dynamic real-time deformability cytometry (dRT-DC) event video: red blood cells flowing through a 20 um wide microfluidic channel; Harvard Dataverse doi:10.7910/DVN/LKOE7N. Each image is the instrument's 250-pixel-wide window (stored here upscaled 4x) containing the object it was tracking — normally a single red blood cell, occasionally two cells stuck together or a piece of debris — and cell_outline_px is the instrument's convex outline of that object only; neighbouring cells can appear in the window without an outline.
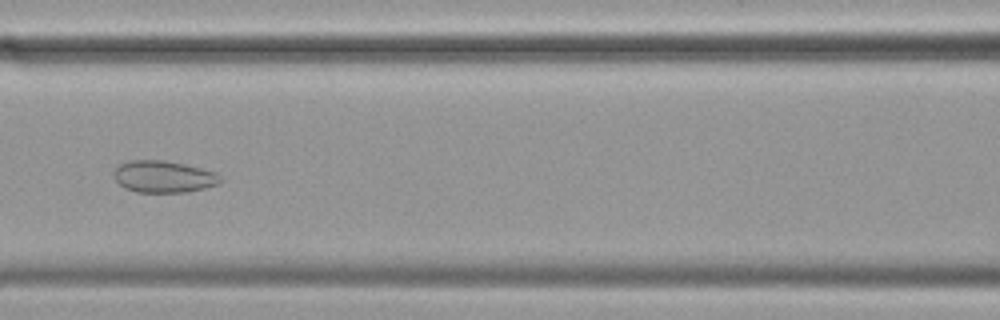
{"species": "common noctule bat (a hibernating species)", "species_latin": "Nyctalus noctula", "temperature_condition": "cold", "stored_images_in_passage": 56, "camera_frame_rate_fps": 3000, "um_per_image_px": 0.085, "animal": {"sex": "female", "body_mass_g": 19.9}, "frame": {"image": 1, "passage_image": 24, "time_ms": 7.667, "image_size_px": [1000, 320], "cell_outline_px": [[220, 180], [216, 184], [204, 188], [188, 192], [136, 192], [124, 188], [116, 180], [112, 172], [120, 164], [128, 160], [164, 160], [184, 164], [216, 172], [220, 176]], "centroid_in_image_um": [13.86, 15.01], "position_along_channel_um": 152.7, "area_um2": 19.71}}
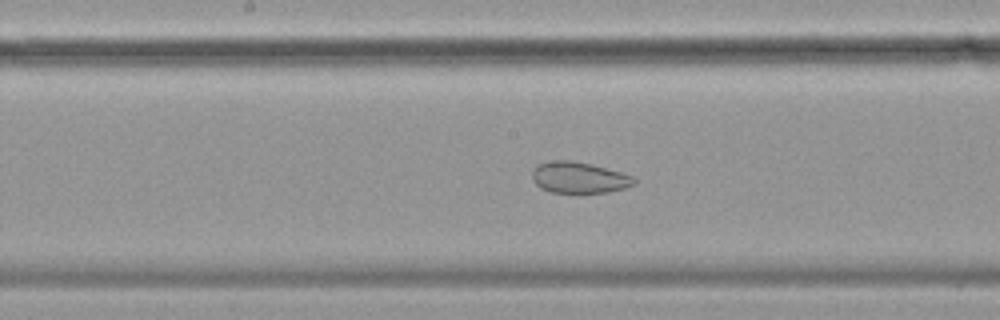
{"frame": {"image": 2, "passage_image": 28, "time_ms": 9.0, "image_size_px": [1000, 320], "cell_outline_px": [[636, 184], [624, 188], [608, 192], [576, 196], [552, 192], [540, 188], [532, 180], [532, 168], [536, 164], [552, 160], [572, 160], [592, 164], [636, 176]], "centroid_in_image_um": [49.21, 15.13], "position_along_channel_um": 199.0, "area_um2": 19.59}}
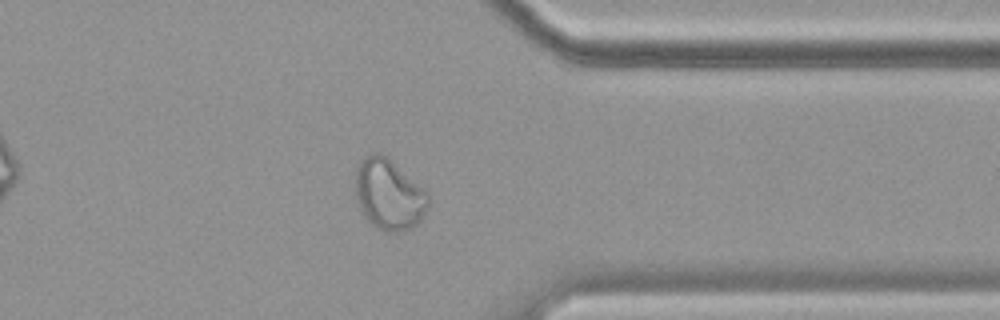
{"frame": {"image": 3, "passage_image": 44, "time_ms": 14.333, "image_size_px": [1000, 320], "cell_outline_px": [[428, 208], [420, 220], [412, 228], [400, 232], [388, 232], [372, 224], [368, 220], [360, 208], [356, 196], [356, 172], [360, 160], [364, 156], [376, 152], [380, 152], [388, 156], [428, 192]], "centroid_in_image_um": [33.07, 16.5], "position_along_channel_um": 378.3, "area_um2": 30.06}, "authors_computed_cell_mechanics": {"area_um2": 27.6862, "velocity_mm_per_s": 3.4969, "shape_relaxation_time_tau1_ms": null, "shape_relaxation_time_tau2_ms": 1.0545, "deformation_change_tau1": null, "deformation_change_tau2": 0.0515}}